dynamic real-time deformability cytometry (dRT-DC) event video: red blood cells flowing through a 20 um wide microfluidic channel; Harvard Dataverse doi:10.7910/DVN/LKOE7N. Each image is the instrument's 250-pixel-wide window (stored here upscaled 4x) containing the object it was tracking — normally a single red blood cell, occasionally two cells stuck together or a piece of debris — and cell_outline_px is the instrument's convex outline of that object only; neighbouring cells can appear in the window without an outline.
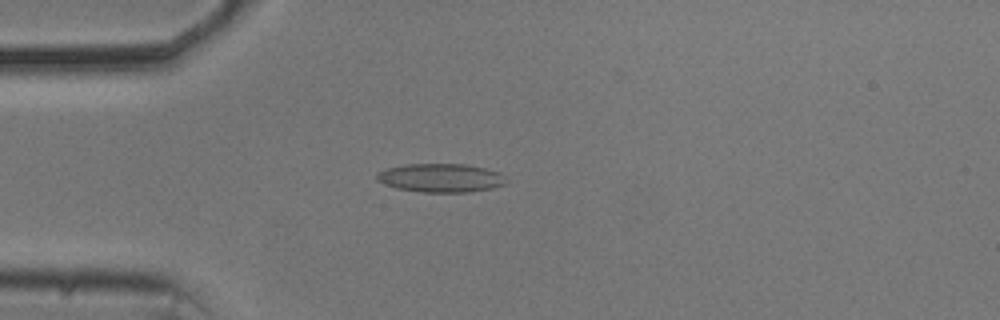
{"species": "common noctule bat (a hibernating species)", "species_latin": "Nyctalus noctula", "temperature_condition": "cold", "stored_images_in_passage": 47, "camera_frame_rate_fps": 3000, "um_per_image_px": 0.085, "animal": {"sex": "male", "body_mass_g": 20.5, "forearm_length_mm": 52.5}, "frame": {"image": 1, "passage_image": 7, "time_ms": 2.0, "image_size_px": [1000, 320], "cell_outline_px": [[508, 184], [492, 188], [468, 192], [424, 192], [396, 188], [384, 184], [376, 180], [376, 172], [388, 168], [404, 164], [464, 164], [484, 168], [500, 172], [504, 176]], "centroid_in_image_um": [37.46, 15.12], "position_along_channel_um": 47.5, "area_um2": 21.68}}
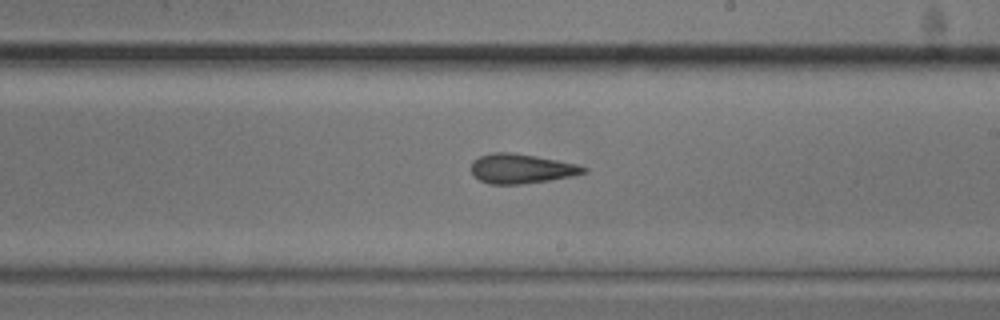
{"frame": {"image": 2, "passage_image": 24, "time_ms": 7.667, "image_size_px": [1000, 320], "cell_outline_px": [[588, 172], [572, 176], [548, 180], [520, 184], [488, 184], [480, 180], [472, 172], [472, 160], [480, 156], [492, 152], [516, 152], [576, 164], [588, 168]], "centroid_in_image_um": [44.31, 14.32], "position_along_channel_um": 244.7, "area_um2": 19.31}}
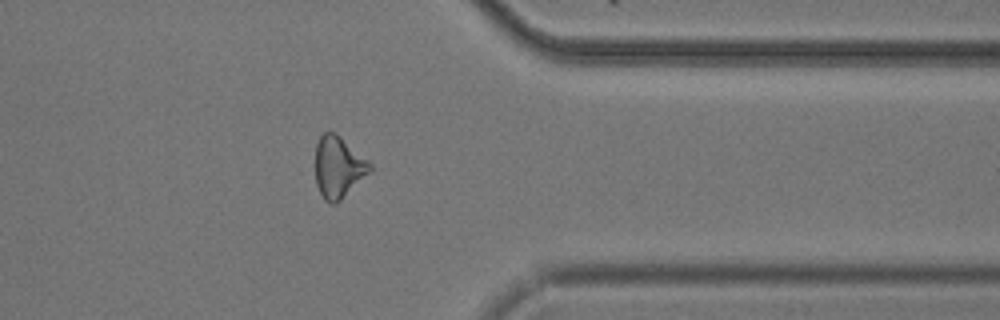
{"frame": {"image": 3, "passage_image": 36, "time_ms": 11.667, "image_size_px": [1000, 320], "cell_outline_px": [[372, 172], [336, 204], [332, 204], [324, 200], [316, 184], [316, 144], [320, 136], [328, 128], [336, 132], [372, 164]], "centroid_in_image_um": [28.77, 14.19], "position_along_channel_um": 382.6, "area_um2": 19.88}, "authors_computed_cell_mechanics": {"area_um2": 19.8254, "velocity_mm_per_s": 3.6996, "shape_relaxation_time_tau1_ms": 5.3776, "shape_relaxation_time_tau2_ms": 2.2694, "deformation_change_tau1": 0.1549, "deformation_change_tau2": 0.125}}